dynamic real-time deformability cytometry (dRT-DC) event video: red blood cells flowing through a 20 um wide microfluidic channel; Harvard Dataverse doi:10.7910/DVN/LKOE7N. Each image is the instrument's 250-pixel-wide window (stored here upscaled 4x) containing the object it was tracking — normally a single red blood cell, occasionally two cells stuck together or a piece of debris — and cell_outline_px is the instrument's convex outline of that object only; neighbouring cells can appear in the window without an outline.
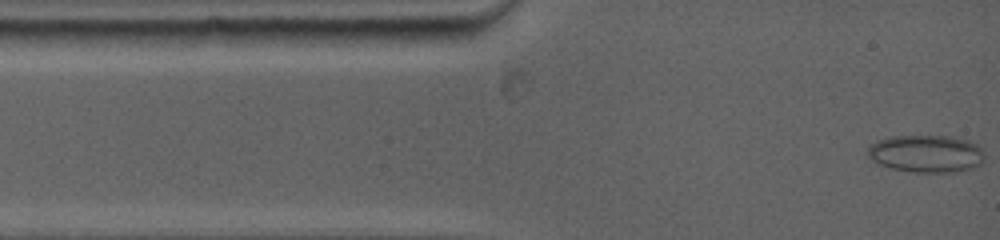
{"species": "common noctule bat (a hibernating species)", "species_latin": "Nyctalus noctula", "temperature_condition": "warm", "stored_images_in_passage": 45, "camera_frame_rate_fps": 5000, "um_per_image_px": 0.085, "animal": {"sex": "female", "body_mass_g": 19.0, "forearm_length_mm": 53.3}, "frame": {"image": 1, "passage_image": 1, "time_ms": 0.0, "image_size_px": [1000, 240], "cell_outline_px": [[980, 164], [972, 168], [952, 172], [912, 172], [892, 168], [880, 164], [872, 160], [868, 156], [868, 148], [876, 140], [892, 136], [952, 136], [968, 140], [976, 144], [980, 148]], "centroid_in_image_um": [78.67, 13.05], "position_along_channel_um": 6.3, "area_um2": 25.14}}
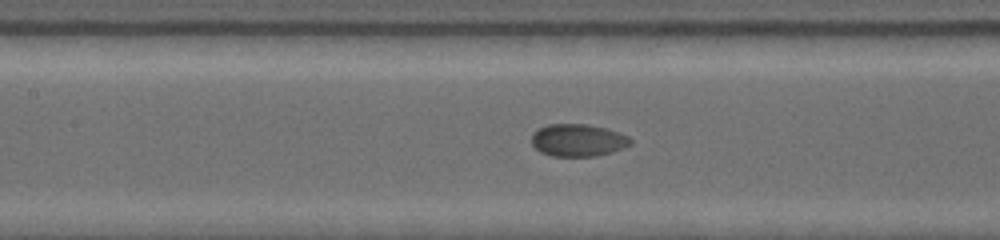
{"frame": {"image": 2, "passage_image": 18, "time_ms": 5.2, "image_size_px": [1000, 240], "cell_outline_px": [[632, 144], [612, 152], [596, 156], [552, 156], [540, 152], [532, 144], [532, 132], [548, 124], [588, 124], [604, 128], [628, 136], [632, 140]], "centroid_in_image_um": [49.11, 11.92], "position_along_channel_um": 158.3, "area_um2": 18.61}}
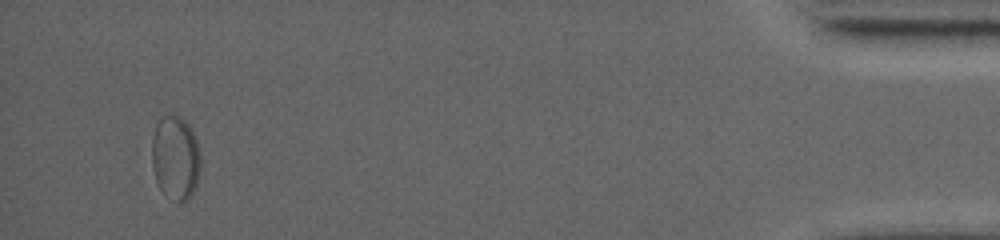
{"frame": {"image": 3, "passage_image": 40, "time_ms": 15.0, "image_size_px": [1000, 240], "cell_outline_px": [[200, 168], [196, 188], [192, 196], [188, 200], [176, 200], [160, 188], [156, 180], [152, 168], [152, 140], [156, 124], [160, 116], [180, 116], [188, 124], [196, 140], [200, 156]], "centroid_in_image_um": [14.92, 13.39], "position_along_channel_um": 420.3, "area_um2": 23.64}, "authors_computed_cell_mechanics": {"area_um2": 22.0218, "velocity_mm_per_s": 3.8245, "shape_relaxation_time_tau1_ms": 3.9107, "shape_relaxation_time_tau2_ms": 1.0386, "deformation_change_tau1": 0.0278, "deformation_change_tau2": 0.0412}}